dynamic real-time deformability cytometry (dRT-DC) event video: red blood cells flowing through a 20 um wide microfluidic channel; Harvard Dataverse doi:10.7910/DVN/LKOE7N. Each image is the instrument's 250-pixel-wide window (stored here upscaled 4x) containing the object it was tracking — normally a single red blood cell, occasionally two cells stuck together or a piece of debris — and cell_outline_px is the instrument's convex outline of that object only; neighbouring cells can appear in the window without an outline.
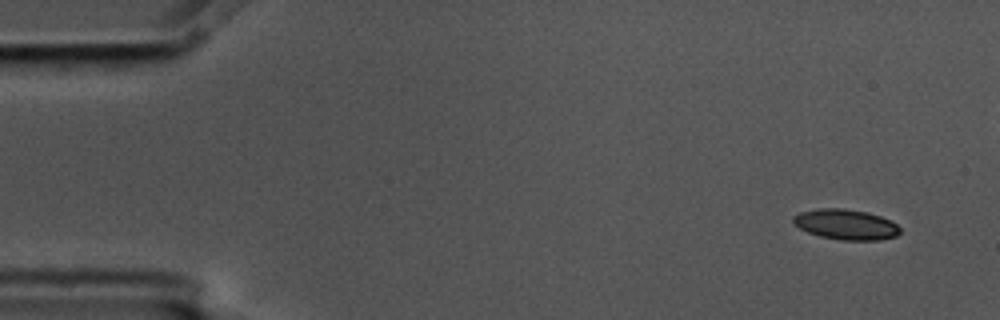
{"species": "common noctule bat (a hibernating species)", "species_latin": "Nyctalus noctula", "temperature_condition": "cold", "stored_images_in_passage": 9, "camera_frame_rate_fps": 3000, "um_per_image_px": 0.085, "animal": {"sex": "male", "body_mass_g": 17.5, "forearm_length_mm": 52.3}, "frame": {"image": 1, "passage_image": 1, "time_ms": 0.0, "image_size_px": [1000, 320], "cell_outline_px": [[900, 232], [896, 236], [880, 240], [840, 240], [820, 236], [808, 232], [792, 224], [792, 216], [800, 212], [820, 208], [844, 208], [868, 212], [892, 220], [900, 228]], "centroid_in_image_um": [71.89, 19.07], "position_along_channel_um": 13.1, "area_um2": 19.07}}